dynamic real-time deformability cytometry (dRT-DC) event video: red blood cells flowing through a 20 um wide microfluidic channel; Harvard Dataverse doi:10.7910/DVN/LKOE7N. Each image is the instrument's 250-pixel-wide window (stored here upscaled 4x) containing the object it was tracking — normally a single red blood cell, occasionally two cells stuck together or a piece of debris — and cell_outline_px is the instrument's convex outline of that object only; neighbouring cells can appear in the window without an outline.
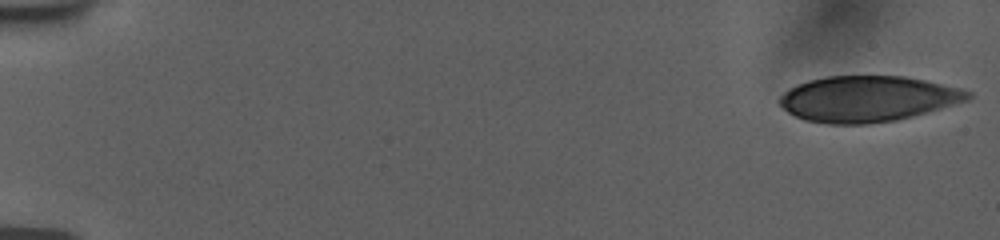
{"species": "human", "species_latin": "Homo sapiens", "temperature_condition": "room temperature", "stored_images_in_passage": 54, "camera_frame_rate_fps": 3000, "um_per_image_px": 0.085, "donor": {"sex": "female"}, "frame": {"image": 1, "passage_image": 1, "time_ms": 0.0, "image_size_px": [1000, 240], "cell_outline_px": [[972, 96], [968, 100], [928, 112], [896, 120], [868, 124], [828, 124], [804, 120], [788, 112], [780, 104], [780, 96], [784, 92], [808, 80], [828, 76], [904, 76], [924, 80], [960, 88], [972, 92]], "centroid_in_image_um": [73.77, 8.4], "position_along_channel_um": 11.2, "area_um2": 50.05}}
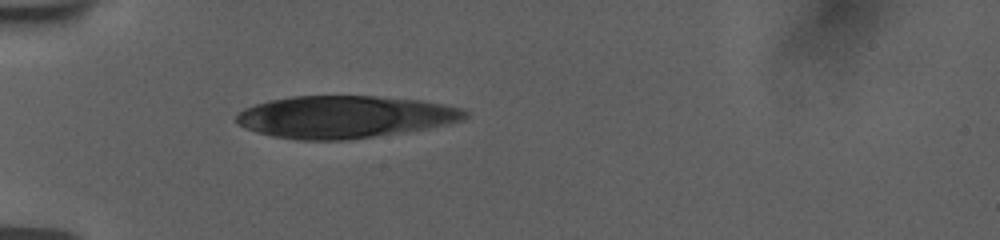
{"frame": {"image": 2, "passage_image": 17, "time_ms": 5.333, "image_size_px": [1000, 240], "cell_outline_px": [[468, 116], [464, 120], [424, 128], [348, 140], [300, 140], [272, 136], [256, 132], [244, 128], [236, 124], [236, 116], [244, 108], [268, 100], [292, 96], [376, 96], [420, 100], [444, 104], [464, 108], [468, 112]], "centroid_in_image_um": [29.26, 9.92], "position_along_channel_um": 55.7, "area_um2": 56.24}}